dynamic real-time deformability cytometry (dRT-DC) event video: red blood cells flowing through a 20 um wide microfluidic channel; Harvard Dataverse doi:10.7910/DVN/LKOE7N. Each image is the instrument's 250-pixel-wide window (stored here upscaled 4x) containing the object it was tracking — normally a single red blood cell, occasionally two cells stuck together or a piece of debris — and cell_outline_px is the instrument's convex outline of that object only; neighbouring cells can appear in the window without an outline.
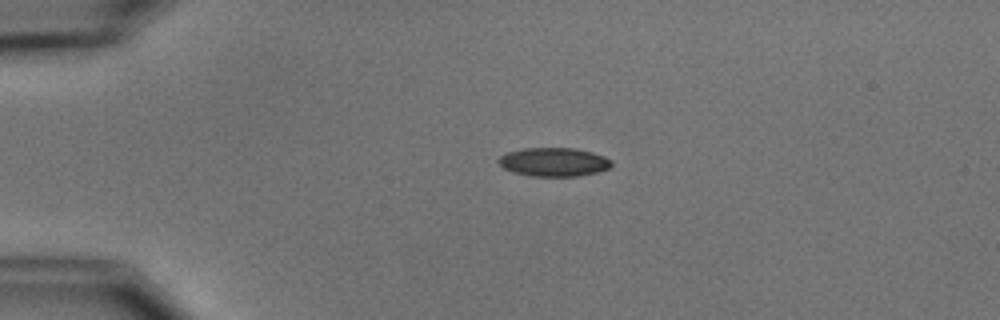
{"species": "common noctule bat (a hibernating species)", "species_latin": "Nyctalus noctula", "temperature_condition": "cold", "stored_images_in_passage": 3, "camera_frame_rate_fps": 3000, "um_per_image_px": 0.085, "animal": {"sex": "male", "body_mass_g": 15.6}, "frame": {"image": 1, "passage_image": 1, "time_ms": 0.0, "image_size_px": [1000, 320], "cell_outline_px": [[612, 164], [608, 168], [596, 172], [576, 176], [528, 176], [512, 172], [504, 168], [496, 160], [500, 156], [508, 152], [524, 148], [576, 148], [592, 152], [604, 156], [612, 160]], "centroid_in_image_um": [47.05, 13.77], "position_along_channel_um": 37.9, "area_um2": 18.9}}
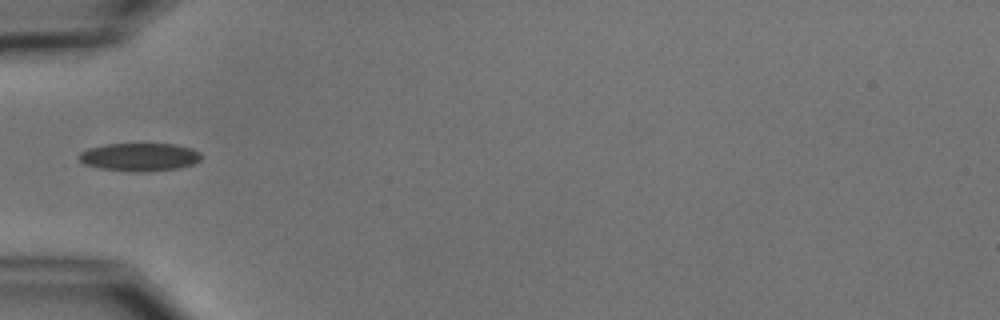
{"frame": {"image": 2, "passage_image": 3, "time_ms": 2.0, "image_size_px": [1000, 320], "cell_outline_px": [[200, 160], [192, 164], [180, 168], [144, 172], [136, 172], [100, 168], [84, 164], [76, 156], [80, 152], [88, 148], [104, 144], [176, 144], [192, 148], [200, 152]], "centroid_in_image_um": [11.84, 13.34], "position_along_channel_um": 73.2, "area_um2": 20.11}}